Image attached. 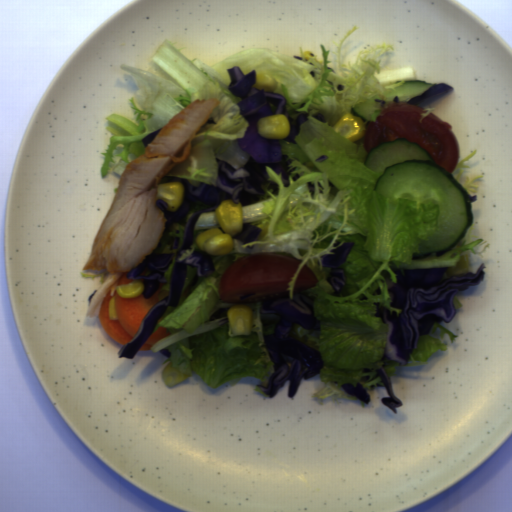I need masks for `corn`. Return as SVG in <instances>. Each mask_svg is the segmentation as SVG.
Instances as JSON below:
<instances>
[{"label":"corn","mask_w":512,"mask_h":512,"mask_svg":"<svg viewBox=\"0 0 512 512\" xmlns=\"http://www.w3.org/2000/svg\"><path fill=\"white\" fill-rule=\"evenodd\" d=\"M221 227L206 229L195 237L198 250L210 256L226 255L234 250V236L243 231L244 209L242 202L222 200L215 208Z\"/></svg>","instance_id":"corn-1"},{"label":"corn","mask_w":512,"mask_h":512,"mask_svg":"<svg viewBox=\"0 0 512 512\" xmlns=\"http://www.w3.org/2000/svg\"><path fill=\"white\" fill-rule=\"evenodd\" d=\"M226 314L231 337L251 335L254 313L250 307L233 304L228 307Z\"/></svg>","instance_id":"corn-2"},{"label":"corn","mask_w":512,"mask_h":512,"mask_svg":"<svg viewBox=\"0 0 512 512\" xmlns=\"http://www.w3.org/2000/svg\"><path fill=\"white\" fill-rule=\"evenodd\" d=\"M257 132L260 137L283 140L290 136L291 123L284 114L264 116L257 122Z\"/></svg>","instance_id":"corn-3"},{"label":"corn","mask_w":512,"mask_h":512,"mask_svg":"<svg viewBox=\"0 0 512 512\" xmlns=\"http://www.w3.org/2000/svg\"><path fill=\"white\" fill-rule=\"evenodd\" d=\"M186 187L181 181L156 184V200L167 203V211L176 212L183 204Z\"/></svg>","instance_id":"corn-4"},{"label":"corn","mask_w":512,"mask_h":512,"mask_svg":"<svg viewBox=\"0 0 512 512\" xmlns=\"http://www.w3.org/2000/svg\"><path fill=\"white\" fill-rule=\"evenodd\" d=\"M332 127L338 134L353 143L367 134L364 120L349 112L344 114Z\"/></svg>","instance_id":"corn-5"},{"label":"corn","mask_w":512,"mask_h":512,"mask_svg":"<svg viewBox=\"0 0 512 512\" xmlns=\"http://www.w3.org/2000/svg\"><path fill=\"white\" fill-rule=\"evenodd\" d=\"M145 291V286L142 281L135 280L122 286H117L116 293L121 298L133 299L137 298Z\"/></svg>","instance_id":"corn-6"},{"label":"corn","mask_w":512,"mask_h":512,"mask_svg":"<svg viewBox=\"0 0 512 512\" xmlns=\"http://www.w3.org/2000/svg\"><path fill=\"white\" fill-rule=\"evenodd\" d=\"M188 377L189 376L180 373L177 368H173L172 361L169 362L162 371V379L168 387L176 385L186 380Z\"/></svg>","instance_id":"corn-7"},{"label":"corn","mask_w":512,"mask_h":512,"mask_svg":"<svg viewBox=\"0 0 512 512\" xmlns=\"http://www.w3.org/2000/svg\"><path fill=\"white\" fill-rule=\"evenodd\" d=\"M278 81L276 78L268 73H257L256 81L251 87L256 89H264L265 92H275Z\"/></svg>","instance_id":"corn-8"},{"label":"corn","mask_w":512,"mask_h":512,"mask_svg":"<svg viewBox=\"0 0 512 512\" xmlns=\"http://www.w3.org/2000/svg\"><path fill=\"white\" fill-rule=\"evenodd\" d=\"M107 315L108 319L111 320H118L117 317V311H116V303H115V296L111 298L108 306H107Z\"/></svg>","instance_id":"corn-9"},{"label":"corn","mask_w":512,"mask_h":512,"mask_svg":"<svg viewBox=\"0 0 512 512\" xmlns=\"http://www.w3.org/2000/svg\"><path fill=\"white\" fill-rule=\"evenodd\" d=\"M304 58L308 61L310 57H313L310 53V50H303Z\"/></svg>","instance_id":"corn-10"}]
</instances>
